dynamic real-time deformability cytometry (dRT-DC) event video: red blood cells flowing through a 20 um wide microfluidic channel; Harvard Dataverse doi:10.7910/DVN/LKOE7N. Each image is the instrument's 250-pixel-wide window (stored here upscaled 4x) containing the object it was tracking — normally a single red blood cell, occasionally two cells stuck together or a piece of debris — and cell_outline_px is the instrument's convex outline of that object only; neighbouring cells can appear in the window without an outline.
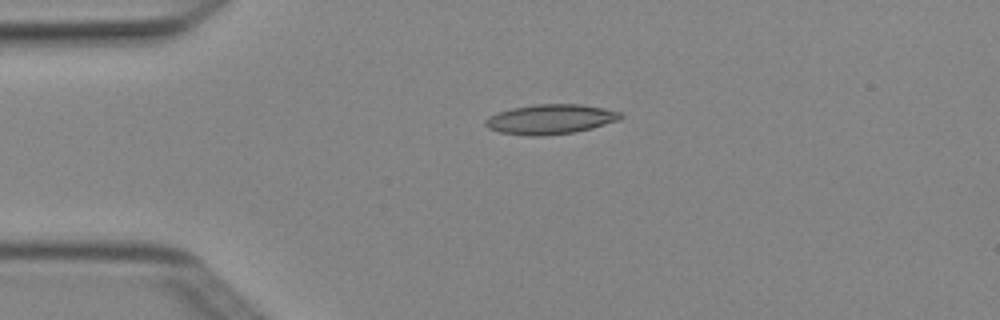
{"species": "Egyptian fruit bat (a non-hibernating species)", "species_latin": "Rousettus aegyptiacus", "temperature_condition": "cold", "stored_images_in_passage": 3, "camera_frame_rate_fps": 3000, "um_per_image_px": 0.085, "animal": {"sex": "female"}, "frame": {"image": 1, "passage_image": 3, "time_ms": 0.667, "image_size_px": [1000, 320], "cell_outline_px": [[624, 116], [620, 120], [592, 128], [576, 132], [540, 136], [528, 136], [500, 132], [488, 128], [484, 124], [484, 120], [488, 116], [512, 108], [536, 104], [580, 104], [604, 108], [620, 112]], "centroid_in_image_um": [46.8, 10.14], "position_along_channel_um": 38.2, "area_um2": 23.52}}